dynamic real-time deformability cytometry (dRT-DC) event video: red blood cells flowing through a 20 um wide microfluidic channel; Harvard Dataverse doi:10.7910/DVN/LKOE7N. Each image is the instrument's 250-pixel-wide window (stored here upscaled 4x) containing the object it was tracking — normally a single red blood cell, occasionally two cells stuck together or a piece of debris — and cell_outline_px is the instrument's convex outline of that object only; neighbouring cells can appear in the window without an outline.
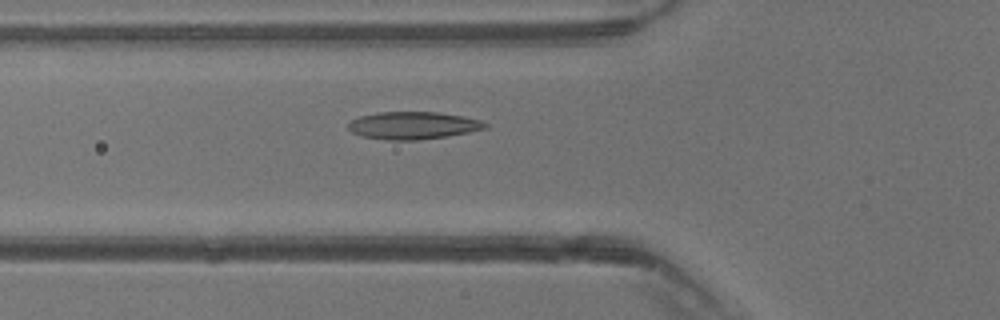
{"species": "common noctule bat (a hibernating species)", "species_latin": "Nyctalus noctula", "temperature_condition": "warm", "stored_images_in_passage": 40, "camera_frame_rate_fps": 3000, "um_per_image_px": 0.085, "animal": {"sex": "male", "body_mass_g": 13.3}, "frame": {"image": 1, "passage_image": 15, "time_ms": 4.667, "image_size_px": [1000, 320], "cell_outline_px": [[488, 128], [448, 136], [416, 140], [384, 140], [364, 136], [352, 132], [348, 128], [348, 124], [352, 120], [360, 116], [376, 112], [436, 112], [464, 116], [480, 120], [488, 124]], "centroid_in_image_um": [35.12, 10.66], "position_along_channel_um": 90.7, "area_um2": 21.91}}
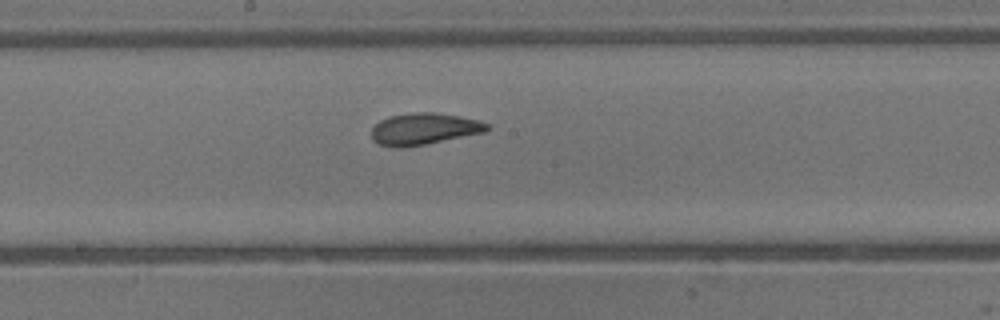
{"frame": {"image": 2, "passage_image": 22, "time_ms": 7.0, "image_size_px": [1000, 320], "cell_outline_px": [[492, 128], [484, 132], [404, 148], [396, 148], [376, 144], [372, 140], [372, 128], [380, 120], [388, 116], [412, 112], [432, 112], [480, 120], [488, 124]], "centroid_in_image_um": [36.0, 10.96], "position_along_channel_um": 212.2, "area_um2": 21.33}}
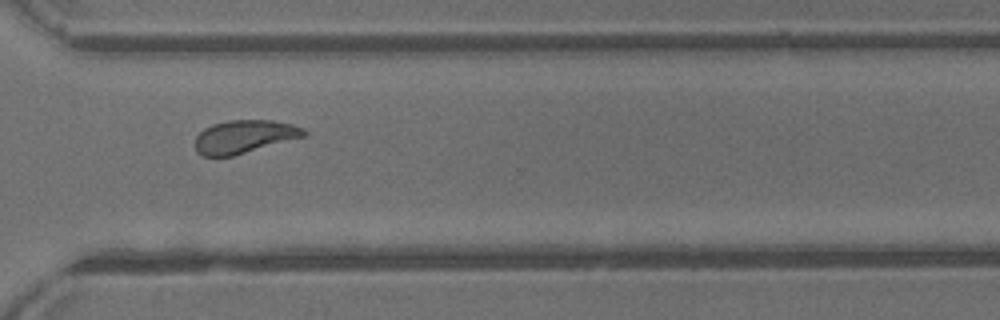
{"frame": {"image": 3, "passage_image": 30, "time_ms": 9.667, "image_size_px": [1000, 320], "cell_outline_px": [[308, 136], [232, 156], [200, 156], [196, 152], [196, 136], [204, 128], [212, 124], [228, 120], [272, 120], [292, 124], [304, 128], [308, 132]], "centroid_in_image_um": [20.8, 11.61], "position_along_channel_um": 349.8, "area_um2": 21.21}}